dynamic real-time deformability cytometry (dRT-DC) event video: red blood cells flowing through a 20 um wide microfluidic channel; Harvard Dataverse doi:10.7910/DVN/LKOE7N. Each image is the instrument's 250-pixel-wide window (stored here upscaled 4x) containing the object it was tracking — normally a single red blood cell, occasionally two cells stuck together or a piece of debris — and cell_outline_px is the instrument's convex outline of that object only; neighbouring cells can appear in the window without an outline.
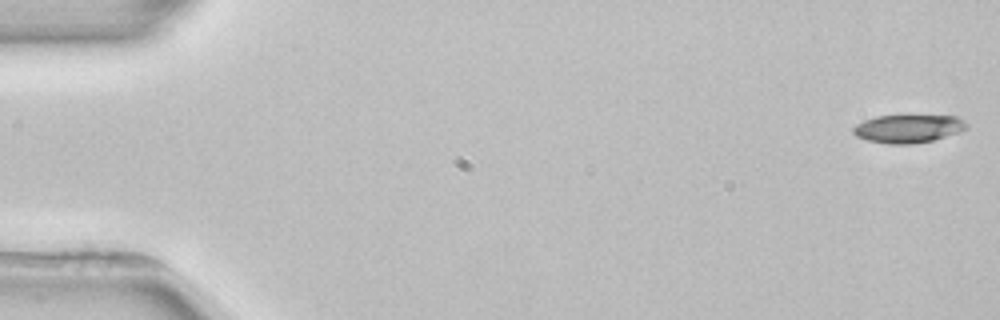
{"species": "common noctule bat (a hibernating species)", "species_latin": "Nyctalus noctula", "temperature_condition": "room temperature", "stored_images_in_passage": 4, "camera_frame_rate_fps": 3000, "um_per_image_px": 0.085, "animal": {"sex": "female", "body_mass_g": 22.7, "forearm_length_mm": 54.2}, "frame": {"image": 1, "passage_image": 1, "time_ms": 0.0, "image_size_px": [1000, 320], "cell_outline_px": [[968, 128], [960, 132], [932, 140], [912, 144], [888, 144], [868, 140], [856, 136], [852, 132], [852, 128], [856, 124], [864, 120], [876, 116], [908, 112], [956, 116], [964, 120], [968, 124]], "centroid_in_image_um": [77.22, 10.87], "position_along_channel_um": 7.8, "area_um2": 19.71}}
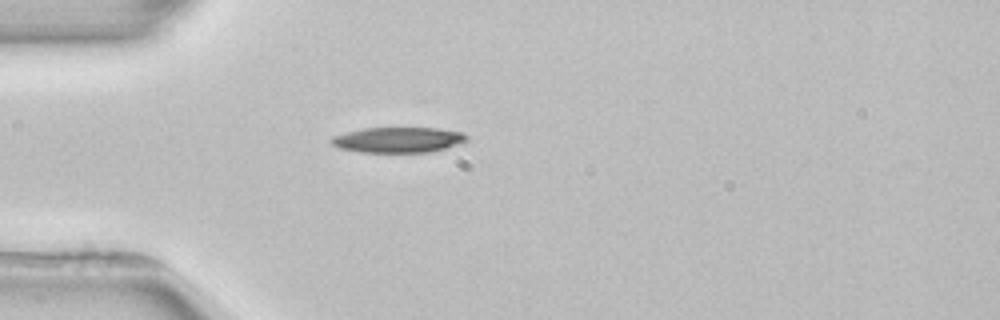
{"frame": {"image": 2, "passage_image": 4, "time_ms": 4.667, "image_size_px": [1000, 320], "cell_outline_px": [[468, 140], [444, 148], [428, 152], [360, 152], [340, 148], [332, 144], [328, 140], [332, 136], [364, 128], [436, 128], [464, 132], [468, 136]], "centroid_in_image_um": [33.83, 11.88], "position_along_channel_um": 51.2, "area_um2": 19.94}}